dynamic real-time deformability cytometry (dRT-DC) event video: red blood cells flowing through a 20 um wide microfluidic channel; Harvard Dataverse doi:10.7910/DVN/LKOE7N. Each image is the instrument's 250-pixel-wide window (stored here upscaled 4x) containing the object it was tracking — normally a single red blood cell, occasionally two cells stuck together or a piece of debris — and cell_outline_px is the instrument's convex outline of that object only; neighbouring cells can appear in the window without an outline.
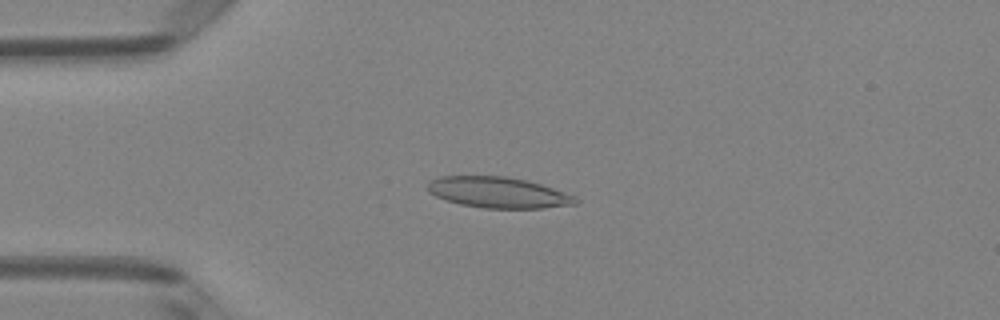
{"species": "Egyptian fruit bat (a non-hibernating species)", "species_latin": "Rousettus aegyptiacus", "temperature_condition": "room temperature", "stored_images_in_passage": 45, "camera_frame_rate_fps": 3000, "um_per_image_px": 0.085, "animal": {"sex": "female"}, "frame": {"image": 1, "passage_image": 8, "time_ms": 2.333, "image_size_px": [1000, 320], "cell_outline_px": [[580, 200], [576, 204], [544, 208], [484, 208], [460, 204], [436, 196], [428, 192], [428, 184], [432, 180], [440, 176], [508, 176], [528, 180], [576, 196]], "centroid_in_image_um": [42.38, 16.36], "position_along_channel_um": 42.6, "area_um2": 26.59}}
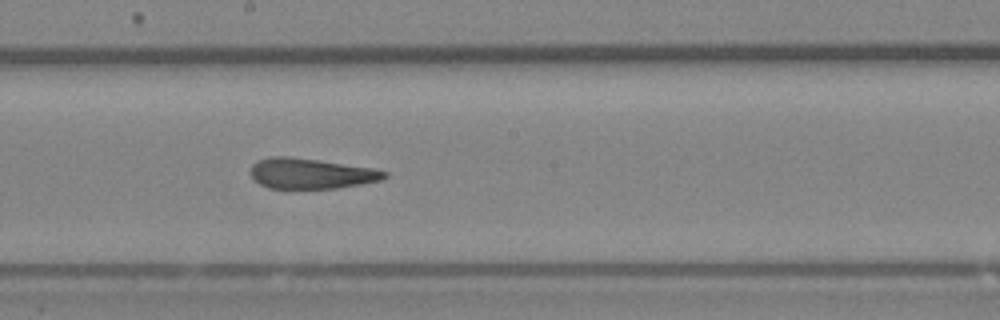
{"frame": {"image": 2, "passage_image": 23, "time_ms": 7.333, "image_size_px": [1000, 320], "cell_outline_px": [[388, 176], [380, 180], [360, 184], [336, 188], [268, 188], [260, 184], [252, 176], [252, 164], [256, 160], [268, 156], [288, 156], [372, 168], [388, 172]], "centroid_in_image_um": [26.41, 14.74], "position_along_channel_um": 221.8, "area_um2": 23.47}}
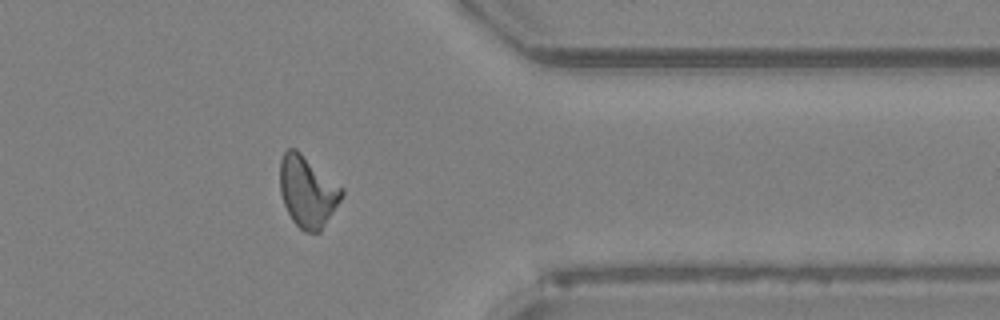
{"frame": {"image": 3, "passage_image": 36, "time_ms": 11.667, "image_size_px": [1000, 320], "cell_outline_px": [[344, 192], [340, 200], [320, 232], [304, 232], [292, 220], [284, 204], [280, 192], [280, 160], [284, 152], [288, 148], [296, 148], [344, 188]], "centroid_in_image_um": [26.13, 16.26], "position_along_channel_um": 385.3, "area_um2": 25.61}, "authors_computed_cell_mechanics": {"area_um2": 24.9118, "velocity_mm_per_s": 4.0557, "shape_relaxation_time_tau1_ms": null, "shape_relaxation_time_tau2_ms": 2.3193, "deformation_change_tau1": null, "deformation_change_tau2": 0.1166}}